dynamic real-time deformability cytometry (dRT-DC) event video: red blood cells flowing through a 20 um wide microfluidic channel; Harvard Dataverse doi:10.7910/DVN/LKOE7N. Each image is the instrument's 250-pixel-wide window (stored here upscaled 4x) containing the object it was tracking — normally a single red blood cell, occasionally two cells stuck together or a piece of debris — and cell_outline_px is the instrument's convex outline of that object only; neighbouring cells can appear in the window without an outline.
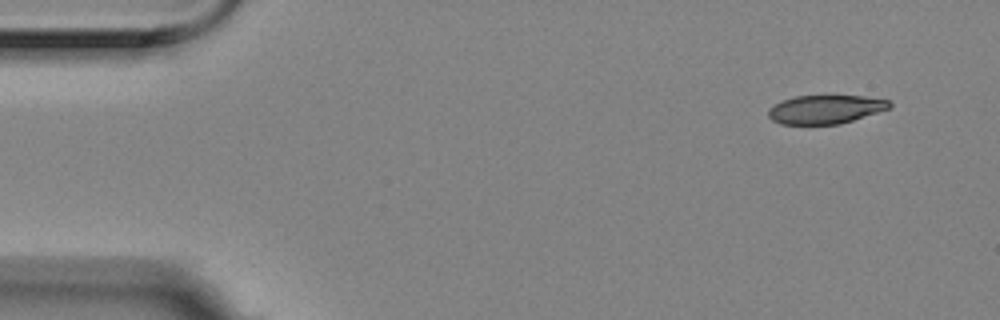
{"species": "Egyptian fruit bat (a non-hibernating species)", "species_latin": "Rousettus aegyptiacus", "temperature_condition": "room temperature", "stored_images_in_passage": 4, "camera_frame_rate_fps": 3000, "um_per_image_px": 0.085, "animal": {"sex": "female"}, "frame": {"image": 1, "passage_image": 1, "time_ms": 0.0, "image_size_px": [1000, 320], "cell_outline_px": [[892, 104], [888, 108], [840, 124], [780, 124], [772, 120], [768, 116], [768, 108], [784, 100], [796, 96], [864, 96], [888, 100]], "centroid_in_image_um": [70.12, 9.3], "position_along_channel_um": 14.9, "area_um2": 19.88}}
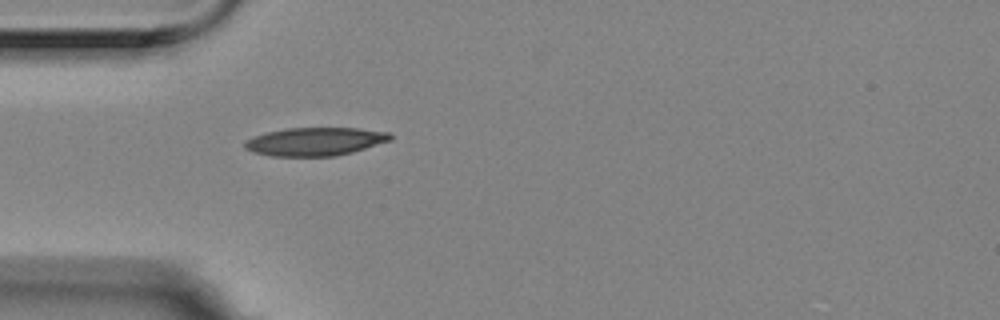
{"frame": {"image": 2, "passage_image": 4, "time_ms": 1.0, "image_size_px": [1000, 320], "cell_outline_px": [[392, 140], [352, 152], [336, 156], [272, 156], [252, 152], [244, 148], [244, 140], [252, 136], [268, 132], [288, 128], [360, 128], [388, 132], [392, 136]], "centroid_in_image_um": [26.76, 12.03], "position_along_channel_um": 58.2, "area_um2": 24.04}}